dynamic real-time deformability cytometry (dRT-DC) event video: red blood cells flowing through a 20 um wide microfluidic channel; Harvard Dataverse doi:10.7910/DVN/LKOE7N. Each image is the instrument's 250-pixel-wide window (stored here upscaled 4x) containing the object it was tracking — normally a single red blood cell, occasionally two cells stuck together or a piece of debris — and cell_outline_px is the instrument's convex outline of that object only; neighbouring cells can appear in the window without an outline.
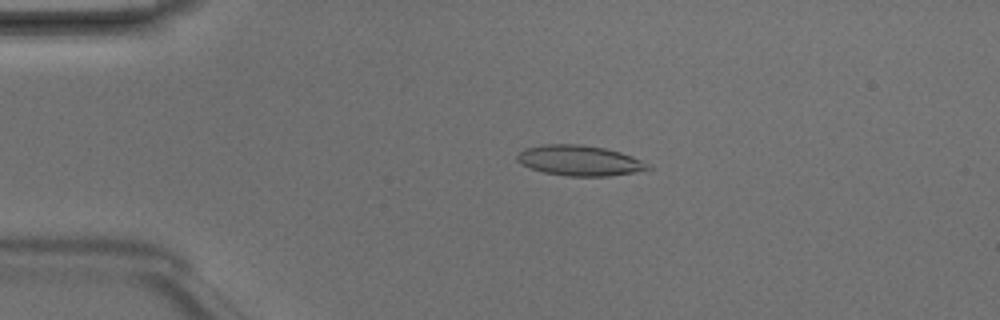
{"species": "Egyptian fruit bat (a non-hibernating species)", "species_latin": "Rousettus aegyptiacus", "temperature_condition": "room temperature", "stored_images_in_passage": 2, "camera_frame_rate_fps": 3000, "um_per_image_px": 0.085, "animal": {"sex": "male"}, "frame": {"image": 1, "passage_image": 1, "time_ms": 0.0, "image_size_px": [1000, 320], "cell_outline_px": [[652, 168], [632, 172], [608, 176], [568, 176], [544, 172], [532, 168], [516, 160], [516, 156], [524, 148], [544, 144], [580, 144], [604, 148], [620, 152], [632, 156], [652, 164]], "centroid_in_image_um": [49.28, 13.64], "position_along_channel_um": 35.7, "area_um2": 23.0}}